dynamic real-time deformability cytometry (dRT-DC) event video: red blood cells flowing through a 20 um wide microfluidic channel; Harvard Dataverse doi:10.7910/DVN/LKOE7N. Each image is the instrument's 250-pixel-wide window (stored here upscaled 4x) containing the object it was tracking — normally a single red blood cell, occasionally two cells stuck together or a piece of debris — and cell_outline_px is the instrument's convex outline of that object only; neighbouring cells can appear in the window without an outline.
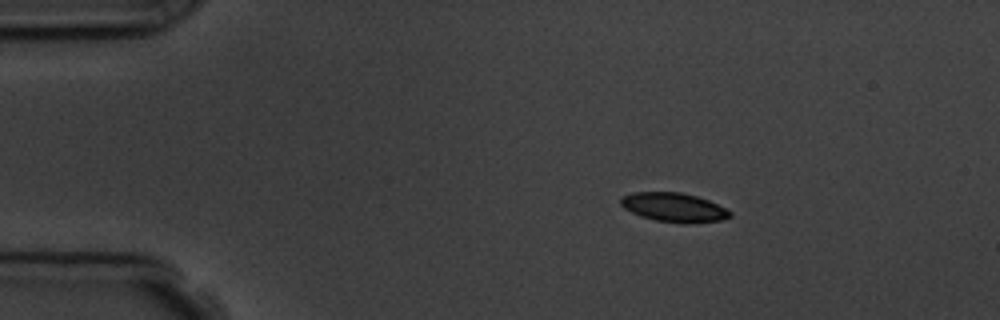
{"species": "common noctule bat (a hibernating species)", "species_latin": "Nyctalus noctula", "temperature_condition": "room temperature", "stored_images_in_passage": 3, "camera_frame_rate_fps": 3000, "um_per_image_px": 0.085, "animal": {"sex": "male", "body_mass_g": 19.5, "forearm_length_mm": 54.6}, "frame": {"image": 1, "passage_image": 1, "time_ms": 0.0, "image_size_px": [1000, 320], "cell_outline_px": [[732, 216], [720, 220], [692, 224], [684, 224], [656, 220], [640, 216], [624, 208], [620, 204], [620, 196], [632, 192], [680, 192], [696, 196], [708, 200], [732, 212]], "centroid_in_image_um": [57.26, 17.63], "position_along_channel_um": 27.7, "area_um2": 18.61}}